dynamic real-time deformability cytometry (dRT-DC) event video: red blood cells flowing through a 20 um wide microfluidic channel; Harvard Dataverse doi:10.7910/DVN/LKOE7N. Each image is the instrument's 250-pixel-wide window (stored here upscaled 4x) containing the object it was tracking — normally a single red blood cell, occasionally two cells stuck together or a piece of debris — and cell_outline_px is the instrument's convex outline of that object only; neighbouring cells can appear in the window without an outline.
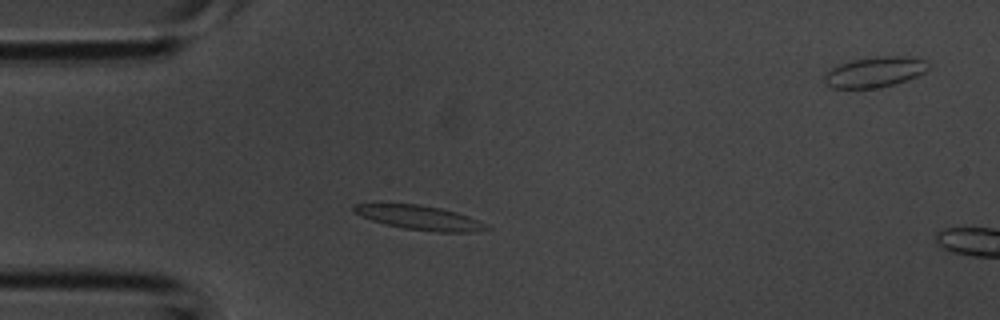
{"species": "common noctule bat (a hibernating species)", "species_latin": "Nyctalus noctula", "temperature_condition": "room temperature", "stored_images_in_passage": 3, "camera_frame_rate_fps": 3000, "um_per_image_px": 0.085, "animal": {"sex": "male", "body_mass_g": 20.1, "forearm_length_mm": 53.5}, "frame": {"image": 1, "passage_image": 2, "time_ms": 0.333, "image_size_px": [1000, 320], "cell_outline_px": [[492, 228], [476, 232], [436, 232], [404, 228], [384, 224], [360, 216], [352, 212], [352, 204], [376, 200], [420, 204], [440, 208], [456, 212], [468, 216]], "centroid_in_image_um": [35.47, 18.44], "position_along_channel_um": 49.5, "area_um2": 19.65}}